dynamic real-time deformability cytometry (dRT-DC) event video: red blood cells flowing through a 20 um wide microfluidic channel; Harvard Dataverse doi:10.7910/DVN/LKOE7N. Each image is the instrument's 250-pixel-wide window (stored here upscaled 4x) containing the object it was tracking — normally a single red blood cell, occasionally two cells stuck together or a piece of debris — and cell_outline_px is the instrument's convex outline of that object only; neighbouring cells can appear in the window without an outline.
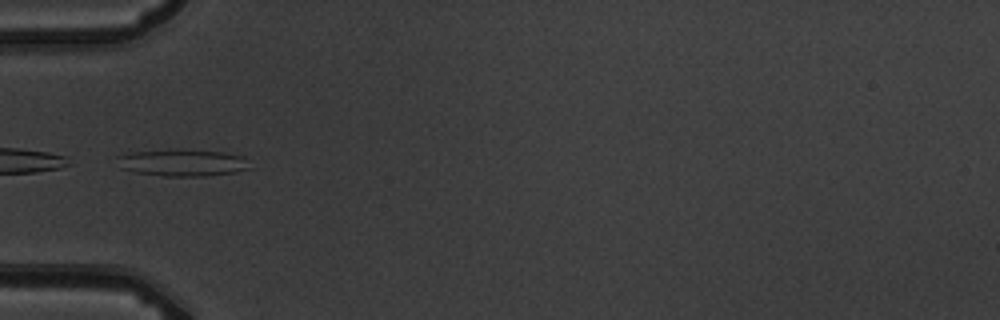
{"species": "common noctule bat (a hibernating species)", "species_latin": "Nyctalus noctula", "temperature_condition": "warm", "stored_images_in_passage": 7, "camera_frame_rate_fps": 3000, "um_per_image_px": 0.085, "animal": {"sex": "male", "body_mass_g": 19.5, "forearm_length_mm": 54.6}, "frame": {"image": 1, "passage_image": 5, "time_ms": 4.667, "image_size_px": [1000, 320], "cell_outline_px": [[252, 168], [236, 172], [204, 176], [164, 176], [136, 172], [120, 168], [116, 156], [132, 152], [168, 148], [224, 152], [244, 156]], "centroid_in_image_um": [15.52, 13.81], "position_along_channel_um": 69.5, "area_um2": 21.15}}
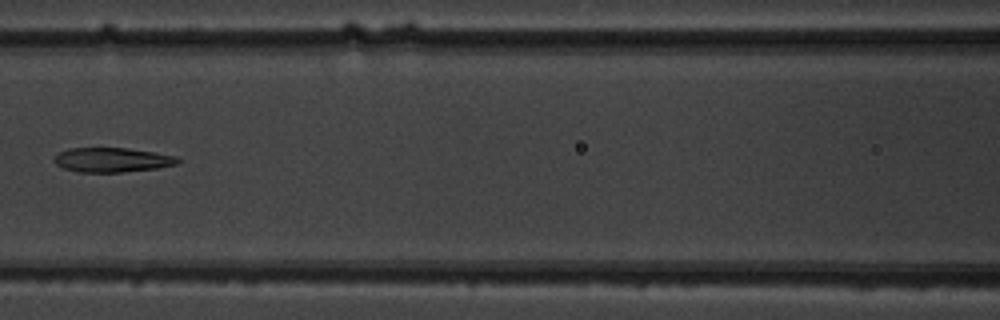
{"frame": {"image": 2, "passage_image": 7, "time_ms": 7.0, "image_size_px": [1000, 320], "cell_outline_px": [[180, 164], [156, 168], [124, 172], [76, 172], [64, 168], [56, 164], [52, 160], [60, 152], [68, 148], [128, 148], [176, 156], [180, 160]], "centroid_in_image_um": [9.53, 13.59], "position_along_channel_um": 157.1, "area_um2": 17.63}}